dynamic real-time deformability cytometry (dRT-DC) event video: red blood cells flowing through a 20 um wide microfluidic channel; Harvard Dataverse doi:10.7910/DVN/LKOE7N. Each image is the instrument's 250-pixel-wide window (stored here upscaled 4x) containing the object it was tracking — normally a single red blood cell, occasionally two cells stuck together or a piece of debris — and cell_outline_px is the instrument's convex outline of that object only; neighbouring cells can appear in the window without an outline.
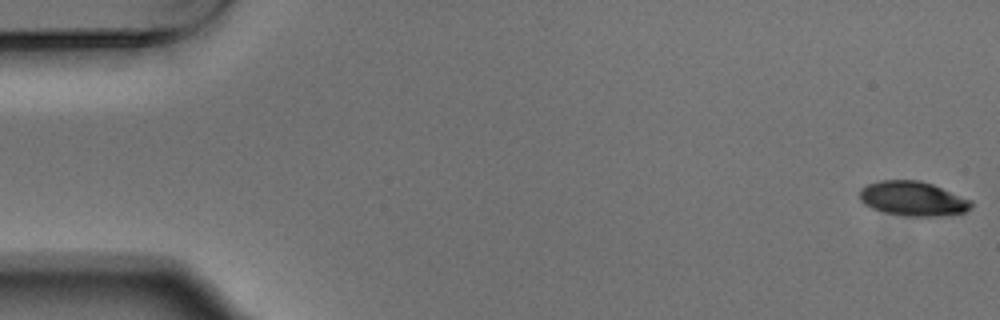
{"species": "Egyptian fruit bat (a non-hibernating species)", "species_latin": "Rousettus aegyptiacus", "temperature_condition": "warm", "stored_images_in_passage": 54, "camera_frame_rate_fps": 3000, "um_per_image_px": 0.085, "animal": {"sex": "male"}, "frame": {"image": 1, "passage_image": 1, "time_ms": 0.0, "image_size_px": [1000, 320], "cell_outline_px": [[972, 208], [964, 212], [948, 216], [904, 216], [884, 212], [872, 208], [864, 204], [860, 200], [860, 188], [868, 184], [880, 180], [920, 180], [932, 184], [972, 200]], "centroid_in_image_um": [77.61, 16.89], "position_along_channel_um": 7.4, "area_um2": 22.6}}
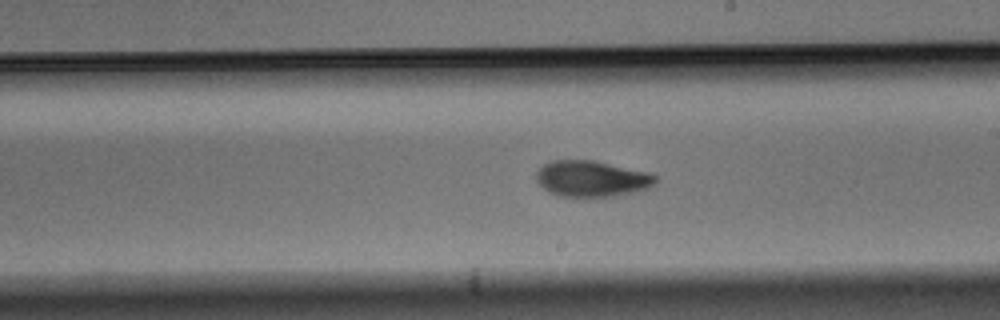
{"frame": {"image": 2, "passage_image": 31, "time_ms": 10.0, "image_size_px": [1000, 320], "cell_outline_px": [[660, 180], [656, 184], [648, 188], [636, 192], [616, 196], [560, 196], [548, 192], [536, 180], [536, 172], [544, 164], [552, 160], [596, 160], [648, 172], [660, 176]], "centroid_in_image_um": [50.36, 15.18], "position_along_channel_um": 238.6, "area_um2": 25.37}}
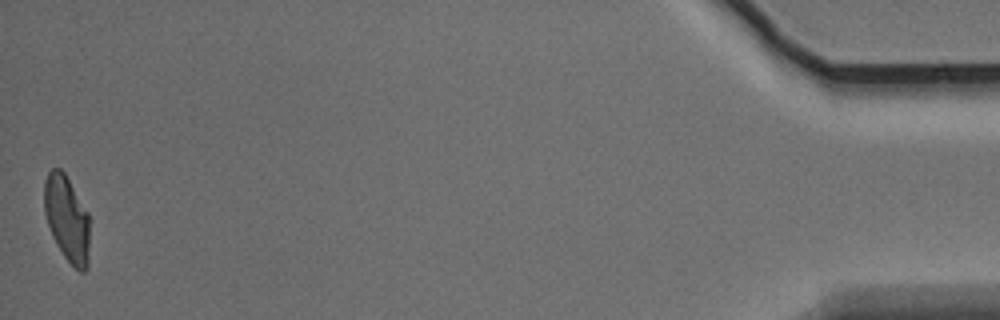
{"frame": {"image": 3, "passage_image": 54, "time_ms": 17.667, "image_size_px": [1000, 320], "cell_outline_px": [[88, 268], [84, 272], [80, 272], [64, 256], [56, 244], [52, 236], [44, 212], [44, 180], [48, 172], [52, 168], [60, 168], [64, 172], [88, 212]], "centroid_in_image_um": [5.67, 18.57], "position_along_channel_um": 429.5, "area_um2": 22.6}, "authors_computed_cell_mechanics": {"area_um2": 24.4205, "velocity_mm_per_s": 3.7217, "shape_relaxation_time_tau1_ms": 3.3017, "shape_relaxation_time_tau2_ms": 3.8759, "deformation_change_tau1": 0.1372, "deformation_change_tau2": 0.0912}}